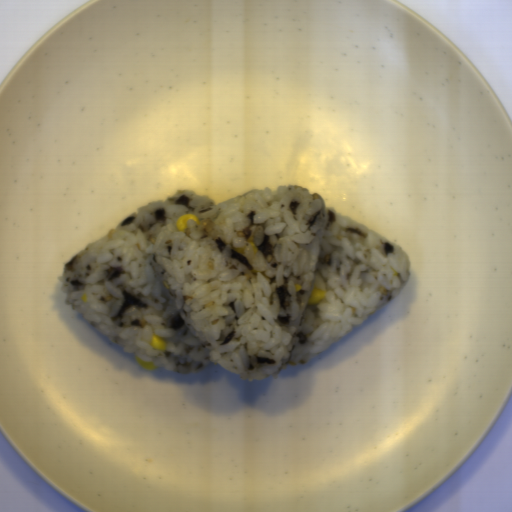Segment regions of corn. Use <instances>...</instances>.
I'll return each instance as SVG.
<instances>
[{
    "instance_id": "2",
    "label": "corn",
    "mask_w": 512,
    "mask_h": 512,
    "mask_svg": "<svg viewBox=\"0 0 512 512\" xmlns=\"http://www.w3.org/2000/svg\"><path fill=\"white\" fill-rule=\"evenodd\" d=\"M327 292L326 290H322L315 283L313 285L312 291L309 296L307 306L316 305L326 298Z\"/></svg>"
},
{
    "instance_id": "1",
    "label": "corn",
    "mask_w": 512,
    "mask_h": 512,
    "mask_svg": "<svg viewBox=\"0 0 512 512\" xmlns=\"http://www.w3.org/2000/svg\"><path fill=\"white\" fill-rule=\"evenodd\" d=\"M189 219L195 220L196 224L200 225V222H199L196 214H192V213L181 214L175 222V227H176L177 231L185 233L188 229Z\"/></svg>"
},
{
    "instance_id": "3",
    "label": "corn",
    "mask_w": 512,
    "mask_h": 512,
    "mask_svg": "<svg viewBox=\"0 0 512 512\" xmlns=\"http://www.w3.org/2000/svg\"><path fill=\"white\" fill-rule=\"evenodd\" d=\"M150 346L156 350L165 352L167 350V341L160 336H156L154 333L151 338Z\"/></svg>"
},
{
    "instance_id": "4",
    "label": "corn",
    "mask_w": 512,
    "mask_h": 512,
    "mask_svg": "<svg viewBox=\"0 0 512 512\" xmlns=\"http://www.w3.org/2000/svg\"><path fill=\"white\" fill-rule=\"evenodd\" d=\"M136 362L142 366L145 370H153L158 369L157 366L154 364V362H148L142 360L138 355L135 357Z\"/></svg>"
}]
</instances>
